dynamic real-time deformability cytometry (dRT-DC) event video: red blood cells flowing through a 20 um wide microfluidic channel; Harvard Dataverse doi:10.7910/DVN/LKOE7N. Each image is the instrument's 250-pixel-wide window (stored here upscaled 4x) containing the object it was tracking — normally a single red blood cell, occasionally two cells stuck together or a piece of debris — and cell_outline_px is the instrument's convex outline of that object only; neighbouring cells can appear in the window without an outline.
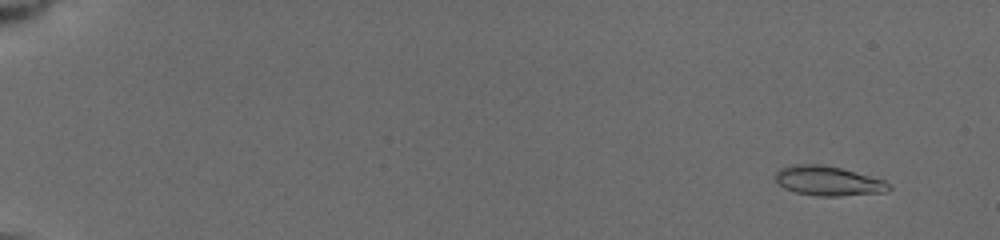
{"species": "common noctule bat (a hibernating species)", "species_latin": "Nyctalus noctula", "temperature_condition": "cold", "stored_images_in_passage": 50, "camera_frame_rate_fps": 3000, "um_per_image_px": 0.085, "animal": {"sex": "female", "body_mass_g": 19.5, "forearm_length_mm": 54.1}, "frame": {"image": 1, "passage_image": 4, "time_ms": 1.333, "image_size_px": [1000, 240], "cell_outline_px": [[892, 188], [884, 192], [840, 196], [820, 196], [796, 192], [784, 188], [776, 180], [776, 172], [780, 168], [792, 164], [824, 164], [856, 172], [884, 180]], "centroid_in_image_um": [70.38, 15.37], "position_along_channel_um": 14.6, "area_um2": 19.42}}
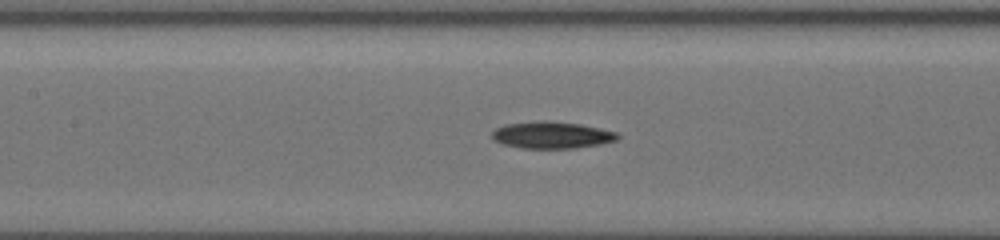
{"frame": {"image": 2, "passage_image": 26, "time_ms": 9.333, "image_size_px": [1000, 240], "cell_outline_px": [[620, 140], [600, 144], [576, 148], [520, 148], [504, 144], [492, 140], [492, 132], [496, 128], [504, 124], [540, 120], [548, 120], [580, 124], [600, 128], [616, 132], [620, 136]], "centroid_in_image_um": [46.9, 11.47], "position_along_channel_um": 160.5, "area_um2": 19.88}}
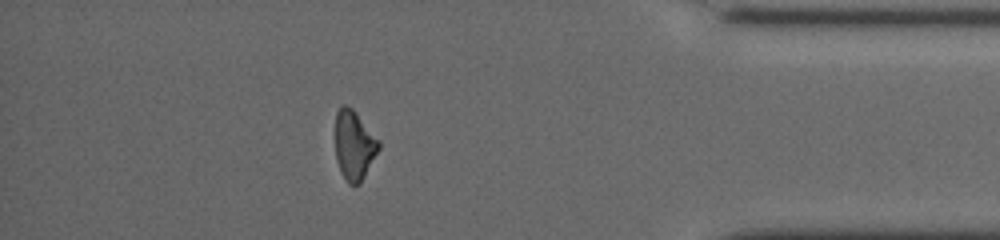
{"frame": {"image": 3, "passage_image": 44, "time_ms": 16.333, "image_size_px": [1000, 240], "cell_outline_px": [[380, 148], [360, 184], [348, 184], [340, 172], [336, 160], [336, 112], [344, 104], [352, 108], [356, 112], [380, 140]], "centroid_in_image_um": [30.11, 12.35], "position_along_channel_um": 405.1, "area_um2": 17.63}, "authors_computed_cell_mechanics": {"area_um2": 18.5538, "velocity_mm_per_s": 3.9032, "shape_relaxation_time_tau1_ms": 3.667, "shape_relaxation_time_tau2_ms": 3.7702, "deformation_change_tau1": 0.1139, "deformation_change_tau2": 0.1311}}